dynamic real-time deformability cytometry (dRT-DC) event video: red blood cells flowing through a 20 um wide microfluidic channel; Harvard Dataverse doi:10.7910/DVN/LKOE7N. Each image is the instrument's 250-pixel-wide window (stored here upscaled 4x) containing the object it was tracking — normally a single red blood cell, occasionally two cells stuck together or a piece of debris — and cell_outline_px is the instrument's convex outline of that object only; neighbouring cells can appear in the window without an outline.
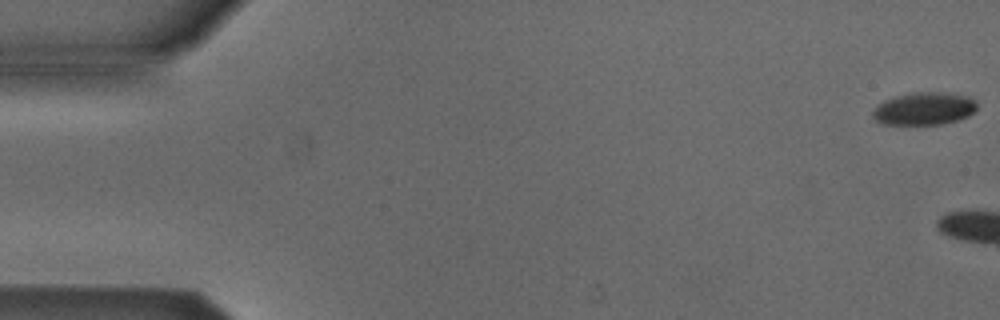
{"species": "Egyptian fruit bat (a non-hibernating species)", "species_latin": "Rousettus aegyptiacus", "temperature_condition": "cold", "stored_images_in_passage": 7, "camera_frame_rate_fps": 3000, "um_per_image_px": 0.085, "animal": {"sex": "male"}, "frame": {"image": 1, "passage_image": 1, "time_ms": 0.0, "image_size_px": [1000, 320], "cell_outline_px": [[976, 108], [968, 116], [956, 120], [940, 124], [884, 124], [876, 120], [872, 116], [872, 112], [884, 100], [896, 96], [916, 92], [936, 92], [968, 96], [976, 100]], "centroid_in_image_um": [78.55, 9.23], "position_along_channel_um": 6.4, "area_um2": 19.48}}